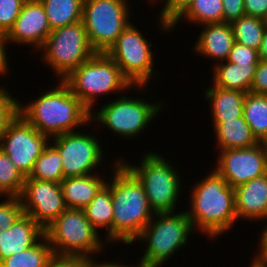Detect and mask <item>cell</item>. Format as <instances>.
<instances>
[{"label":"cell","mask_w":267,"mask_h":267,"mask_svg":"<svg viewBox=\"0 0 267 267\" xmlns=\"http://www.w3.org/2000/svg\"><path fill=\"white\" fill-rule=\"evenodd\" d=\"M56 83L32 102L25 104L19 98L18 113L49 138L89 128L91 112L63 80Z\"/></svg>","instance_id":"6da1fadb"},{"label":"cell","mask_w":267,"mask_h":267,"mask_svg":"<svg viewBox=\"0 0 267 267\" xmlns=\"http://www.w3.org/2000/svg\"><path fill=\"white\" fill-rule=\"evenodd\" d=\"M118 159V160H116ZM116 160V161H115ZM107 181L113 203V244L133 245L154 216L142 183L115 157ZM113 165V166H112ZM113 172V173H112ZM121 242V243H120Z\"/></svg>","instance_id":"7a4b0ae2"},{"label":"cell","mask_w":267,"mask_h":267,"mask_svg":"<svg viewBox=\"0 0 267 267\" xmlns=\"http://www.w3.org/2000/svg\"><path fill=\"white\" fill-rule=\"evenodd\" d=\"M203 179L190 186V203L186 209L195 232L210 240L218 239L237 224L234 188L213 168Z\"/></svg>","instance_id":"3957f363"},{"label":"cell","mask_w":267,"mask_h":267,"mask_svg":"<svg viewBox=\"0 0 267 267\" xmlns=\"http://www.w3.org/2000/svg\"><path fill=\"white\" fill-rule=\"evenodd\" d=\"M147 87L149 88V86L132 87L134 94L138 95L136 93L142 92L141 94L143 95L141 96H132V93L130 97V92L127 91V95L125 92L123 95L112 98L105 104L103 103V105L101 104L99 108L97 107V111L91 112L90 122L93 125L95 123V126L101 125L105 127L106 131H111L113 135L116 134L114 136L118 135L123 140H135L151 125V121L153 122L154 119L161 115L166 106L165 102H167L163 100L155 103L149 95L153 92L149 89L147 90ZM145 94L148 95L149 99H146Z\"/></svg>","instance_id":"277c9868"},{"label":"cell","mask_w":267,"mask_h":267,"mask_svg":"<svg viewBox=\"0 0 267 267\" xmlns=\"http://www.w3.org/2000/svg\"><path fill=\"white\" fill-rule=\"evenodd\" d=\"M194 227L186 209L181 212L156 213L135 239V244L145 246L143 256L135 267H162L189 243ZM138 240V243L136 241ZM140 241V243H139ZM175 253V254H174Z\"/></svg>","instance_id":"5b68a950"},{"label":"cell","mask_w":267,"mask_h":267,"mask_svg":"<svg viewBox=\"0 0 267 267\" xmlns=\"http://www.w3.org/2000/svg\"><path fill=\"white\" fill-rule=\"evenodd\" d=\"M154 151L149 150L142 153L138 164H132L121 156L120 161L142 183L153 212L155 214L172 213L179 210L178 203L182 202V200H178L183 192L181 191L183 181L180 176L181 172H179L180 168L178 165L176 167L174 163L172 164L170 159L167 160L160 153Z\"/></svg>","instance_id":"8992f818"},{"label":"cell","mask_w":267,"mask_h":267,"mask_svg":"<svg viewBox=\"0 0 267 267\" xmlns=\"http://www.w3.org/2000/svg\"><path fill=\"white\" fill-rule=\"evenodd\" d=\"M63 81L90 112L98 106L96 101L101 95H123L127 91L133 92V85L122 74L119 66L103 52H96Z\"/></svg>","instance_id":"52a82bcc"},{"label":"cell","mask_w":267,"mask_h":267,"mask_svg":"<svg viewBox=\"0 0 267 267\" xmlns=\"http://www.w3.org/2000/svg\"><path fill=\"white\" fill-rule=\"evenodd\" d=\"M44 235L55 256L97 258L106 247L112 248L86 218L83 209L67 208L44 229Z\"/></svg>","instance_id":"ba28073f"},{"label":"cell","mask_w":267,"mask_h":267,"mask_svg":"<svg viewBox=\"0 0 267 267\" xmlns=\"http://www.w3.org/2000/svg\"><path fill=\"white\" fill-rule=\"evenodd\" d=\"M39 52L40 62L52 69L56 80H63L96 53L82 21L52 30Z\"/></svg>","instance_id":"9c48e42d"},{"label":"cell","mask_w":267,"mask_h":267,"mask_svg":"<svg viewBox=\"0 0 267 267\" xmlns=\"http://www.w3.org/2000/svg\"><path fill=\"white\" fill-rule=\"evenodd\" d=\"M142 32L131 22L106 52L133 86H149L152 79L161 80L155 70L154 44Z\"/></svg>","instance_id":"30bf717a"},{"label":"cell","mask_w":267,"mask_h":267,"mask_svg":"<svg viewBox=\"0 0 267 267\" xmlns=\"http://www.w3.org/2000/svg\"><path fill=\"white\" fill-rule=\"evenodd\" d=\"M130 2L131 0H84L82 22L89 44L95 52L106 53L131 23L133 11L129 9Z\"/></svg>","instance_id":"8fae6325"},{"label":"cell","mask_w":267,"mask_h":267,"mask_svg":"<svg viewBox=\"0 0 267 267\" xmlns=\"http://www.w3.org/2000/svg\"><path fill=\"white\" fill-rule=\"evenodd\" d=\"M83 129L50 138V144L59 152L64 178L95 174L106 163L105 151L97 134Z\"/></svg>","instance_id":"7c38bea8"},{"label":"cell","mask_w":267,"mask_h":267,"mask_svg":"<svg viewBox=\"0 0 267 267\" xmlns=\"http://www.w3.org/2000/svg\"><path fill=\"white\" fill-rule=\"evenodd\" d=\"M49 143L48 136L40 133L18 113L1 136L0 149L9 156L15 167L28 177L35 161Z\"/></svg>","instance_id":"4fadbf2b"},{"label":"cell","mask_w":267,"mask_h":267,"mask_svg":"<svg viewBox=\"0 0 267 267\" xmlns=\"http://www.w3.org/2000/svg\"><path fill=\"white\" fill-rule=\"evenodd\" d=\"M219 152L214 170L227 184L236 188L249 180L267 173V143L240 149H224Z\"/></svg>","instance_id":"5bb4252c"},{"label":"cell","mask_w":267,"mask_h":267,"mask_svg":"<svg viewBox=\"0 0 267 267\" xmlns=\"http://www.w3.org/2000/svg\"><path fill=\"white\" fill-rule=\"evenodd\" d=\"M24 214L44 230L67 209L60 183L25 179L20 195Z\"/></svg>","instance_id":"9a60e30c"},{"label":"cell","mask_w":267,"mask_h":267,"mask_svg":"<svg viewBox=\"0 0 267 267\" xmlns=\"http://www.w3.org/2000/svg\"><path fill=\"white\" fill-rule=\"evenodd\" d=\"M51 29L42 3L26 0L12 29L6 35L7 46L30 45L37 53L44 45Z\"/></svg>","instance_id":"2e32d148"},{"label":"cell","mask_w":267,"mask_h":267,"mask_svg":"<svg viewBox=\"0 0 267 267\" xmlns=\"http://www.w3.org/2000/svg\"><path fill=\"white\" fill-rule=\"evenodd\" d=\"M234 200L238 221L267 222V173L234 188Z\"/></svg>","instance_id":"e0dca14e"},{"label":"cell","mask_w":267,"mask_h":267,"mask_svg":"<svg viewBox=\"0 0 267 267\" xmlns=\"http://www.w3.org/2000/svg\"><path fill=\"white\" fill-rule=\"evenodd\" d=\"M203 28V29H202ZM200 34L194 46L193 54L201 55L203 58L216 60L215 64L228 59L230 51L235 43L233 30L230 23H213L201 26Z\"/></svg>","instance_id":"ac0fdd59"},{"label":"cell","mask_w":267,"mask_h":267,"mask_svg":"<svg viewBox=\"0 0 267 267\" xmlns=\"http://www.w3.org/2000/svg\"><path fill=\"white\" fill-rule=\"evenodd\" d=\"M44 230L27 214H22L14 224L0 233V261L34 245Z\"/></svg>","instance_id":"d6986e66"},{"label":"cell","mask_w":267,"mask_h":267,"mask_svg":"<svg viewBox=\"0 0 267 267\" xmlns=\"http://www.w3.org/2000/svg\"><path fill=\"white\" fill-rule=\"evenodd\" d=\"M99 173L68 177L61 181L60 185L67 208L84 209L93 200L108 180L109 174Z\"/></svg>","instance_id":"ffe728a7"},{"label":"cell","mask_w":267,"mask_h":267,"mask_svg":"<svg viewBox=\"0 0 267 267\" xmlns=\"http://www.w3.org/2000/svg\"><path fill=\"white\" fill-rule=\"evenodd\" d=\"M204 100L208 101L211 120L222 123L243 116L246 93L239 90L223 89L210 84L205 90Z\"/></svg>","instance_id":"44dd1931"},{"label":"cell","mask_w":267,"mask_h":267,"mask_svg":"<svg viewBox=\"0 0 267 267\" xmlns=\"http://www.w3.org/2000/svg\"><path fill=\"white\" fill-rule=\"evenodd\" d=\"M258 64H237L227 60L211 66L210 82L223 89L250 92Z\"/></svg>","instance_id":"7402d4cb"},{"label":"cell","mask_w":267,"mask_h":267,"mask_svg":"<svg viewBox=\"0 0 267 267\" xmlns=\"http://www.w3.org/2000/svg\"><path fill=\"white\" fill-rule=\"evenodd\" d=\"M219 150L248 148L259 143L244 117L226 120L222 123H212Z\"/></svg>","instance_id":"603a6c76"},{"label":"cell","mask_w":267,"mask_h":267,"mask_svg":"<svg viewBox=\"0 0 267 267\" xmlns=\"http://www.w3.org/2000/svg\"><path fill=\"white\" fill-rule=\"evenodd\" d=\"M86 218L97 230H102L105 240L113 246V203L111 189L105 185L83 209ZM100 229V230H99Z\"/></svg>","instance_id":"cb8c5ba5"},{"label":"cell","mask_w":267,"mask_h":267,"mask_svg":"<svg viewBox=\"0 0 267 267\" xmlns=\"http://www.w3.org/2000/svg\"><path fill=\"white\" fill-rule=\"evenodd\" d=\"M184 20L185 23L202 26L223 23L222 0H194L190 6L170 25V33Z\"/></svg>","instance_id":"d4e9b609"},{"label":"cell","mask_w":267,"mask_h":267,"mask_svg":"<svg viewBox=\"0 0 267 267\" xmlns=\"http://www.w3.org/2000/svg\"><path fill=\"white\" fill-rule=\"evenodd\" d=\"M45 10L51 31L82 21L84 0H39Z\"/></svg>","instance_id":"484cf974"},{"label":"cell","mask_w":267,"mask_h":267,"mask_svg":"<svg viewBox=\"0 0 267 267\" xmlns=\"http://www.w3.org/2000/svg\"><path fill=\"white\" fill-rule=\"evenodd\" d=\"M243 117L257 140L267 143V95L246 93Z\"/></svg>","instance_id":"4316f807"},{"label":"cell","mask_w":267,"mask_h":267,"mask_svg":"<svg viewBox=\"0 0 267 267\" xmlns=\"http://www.w3.org/2000/svg\"><path fill=\"white\" fill-rule=\"evenodd\" d=\"M53 256L52 247L43 235L28 249L1 260L0 267H45Z\"/></svg>","instance_id":"83f0119b"},{"label":"cell","mask_w":267,"mask_h":267,"mask_svg":"<svg viewBox=\"0 0 267 267\" xmlns=\"http://www.w3.org/2000/svg\"><path fill=\"white\" fill-rule=\"evenodd\" d=\"M230 24L236 42L260 50L267 21L250 15H243Z\"/></svg>","instance_id":"f1b7e54d"},{"label":"cell","mask_w":267,"mask_h":267,"mask_svg":"<svg viewBox=\"0 0 267 267\" xmlns=\"http://www.w3.org/2000/svg\"><path fill=\"white\" fill-rule=\"evenodd\" d=\"M26 179L61 183L64 179L59 152L49 143L35 161L32 172Z\"/></svg>","instance_id":"f546056e"},{"label":"cell","mask_w":267,"mask_h":267,"mask_svg":"<svg viewBox=\"0 0 267 267\" xmlns=\"http://www.w3.org/2000/svg\"><path fill=\"white\" fill-rule=\"evenodd\" d=\"M26 177L0 149V197H20Z\"/></svg>","instance_id":"4dcf8cb0"},{"label":"cell","mask_w":267,"mask_h":267,"mask_svg":"<svg viewBox=\"0 0 267 267\" xmlns=\"http://www.w3.org/2000/svg\"><path fill=\"white\" fill-rule=\"evenodd\" d=\"M194 0H165L161 11L158 13L157 23L160 30L165 34L169 33L170 25L190 6Z\"/></svg>","instance_id":"1f68e13d"},{"label":"cell","mask_w":267,"mask_h":267,"mask_svg":"<svg viewBox=\"0 0 267 267\" xmlns=\"http://www.w3.org/2000/svg\"><path fill=\"white\" fill-rule=\"evenodd\" d=\"M2 85V86H1ZM0 85V138L7 129L9 123L18 114L19 99L14 97L10 90L4 85Z\"/></svg>","instance_id":"d6a6232c"},{"label":"cell","mask_w":267,"mask_h":267,"mask_svg":"<svg viewBox=\"0 0 267 267\" xmlns=\"http://www.w3.org/2000/svg\"><path fill=\"white\" fill-rule=\"evenodd\" d=\"M0 233L9 229L24 213L20 197H1L0 199Z\"/></svg>","instance_id":"836d02e7"},{"label":"cell","mask_w":267,"mask_h":267,"mask_svg":"<svg viewBox=\"0 0 267 267\" xmlns=\"http://www.w3.org/2000/svg\"><path fill=\"white\" fill-rule=\"evenodd\" d=\"M26 0H0V33L5 36L12 29Z\"/></svg>","instance_id":"e575fe53"},{"label":"cell","mask_w":267,"mask_h":267,"mask_svg":"<svg viewBox=\"0 0 267 267\" xmlns=\"http://www.w3.org/2000/svg\"><path fill=\"white\" fill-rule=\"evenodd\" d=\"M227 61L237 64H258L259 52L235 41Z\"/></svg>","instance_id":"d590c367"},{"label":"cell","mask_w":267,"mask_h":267,"mask_svg":"<svg viewBox=\"0 0 267 267\" xmlns=\"http://www.w3.org/2000/svg\"><path fill=\"white\" fill-rule=\"evenodd\" d=\"M250 92L267 95V61L259 60Z\"/></svg>","instance_id":"8d00e7d4"},{"label":"cell","mask_w":267,"mask_h":267,"mask_svg":"<svg viewBox=\"0 0 267 267\" xmlns=\"http://www.w3.org/2000/svg\"><path fill=\"white\" fill-rule=\"evenodd\" d=\"M223 22L231 23L245 15L244 0H222Z\"/></svg>","instance_id":"74e56055"},{"label":"cell","mask_w":267,"mask_h":267,"mask_svg":"<svg viewBox=\"0 0 267 267\" xmlns=\"http://www.w3.org/2000/svg\"><path fill=\"white\" fill-rule=\"evenodd\" d=\"M245 15L267 21V0H244Z\"/></svg>","instance_id":"f35d334b"},{"label":"cell","mask_w":267,"mask_h":267,"mask_svg":"<svg viewBox=\"0 0 267 267\" xmlns=\"http://www.w3.org/2000/svg\"><path fill=\"white\" fill-rule=\"evenodd\" d=\"M45 267H86V258L54 255Z\"/></svg>","instance_id":"ab89813d"},{"label":"cell","mask_w":267,"mask_h":267,"mask_svg":"<svg viewBox=\"0 0 267 267\" xmlns=\"http://www.w3.org/2000/svg\"><path fill=\"white\" fill-rule=\"evenodd\" d=\"M262 232L260 231V236L258 237L257 245L258 247L256 249L257 252L252 254L254 257L252 258L256 263L258 264H267V223H264V226H262Z\"/></svg>","instance_id":"60d3db41"},{"label":"cell","mask_w":267,"mask_h":267,"mask_svg":"<svg viewBox=\"0 0 267 267\" xmlns=\"http://www.w3.org/2000/svg\"><path fill=\"white\" fill-rule=\"evenodd\" d=\"M8 47L6 43V36L2 33H0V76L3 78L8 76V73L10 72V63L11 59H8ZM7 49V50H6ZM8 51V52H7ZM7 74V75H6Z\"/></svg>","instance_id":"b9f144b4"},{"label":"cell","mask_w":267,"mask_h":267,"mask_svg":"<svg viewBox=\"0 0 267 267\" xmlns=\"http://www.w3.org/2000/svg\"><path fill=\"white\" fill-rule=\"evenodd\" d=\"M95 256L86 258V267H135L134 264H124L120 261H112V262H106V260L103 262L98 259L95 260ZM98 262V263H97Z\"/></svg>","instance_id":"7bdbcfd3"},{"label":"cell","mask_w":267,"mask_h":267,"mask_svg":"<svg viewBox=\"0 0 267 267\" xmlns=\"http://www.w3.org/2000/svg\"><path fill=\"white\" fill-rule=\"evenodd\" d=\"M258 52H259V60L267 61V27L264 30L262 44Z\"/></svg>","instance_id":"ee69618b"},{"label":"cell","mask_w":267,"mask_h":267,"mask_svg":"<svg viewBox=\"0 0 267 267\" xmlns=\"http://www.w3.org/2000/svg\"><path fill=\"white\" fill-rule=\"evenodd\" d=\"M248 267H267V264H258L253 259H251L250 265Z\"/></svg>","instance_id":"f6af8a7d"},{"label":"cell","mask_w":267,"mask_h":267,"mask_svg":"<svg viewBox=\"0 0 267 267\" xmlns=\"http://www.w3.org/2000/svg\"><path fill=\"white\" fill-rule=\"evenodd\" d=\"M161 1V2H160ZM165 0H147L146 2H148V4H150V6H152V7H155V6H153V5H159V4H161L162 2H164ZM150 2V3H149ZM151 4H153V5H151Z\"/></svg>","instance_id":"bcb514c9"}]
</instances>
